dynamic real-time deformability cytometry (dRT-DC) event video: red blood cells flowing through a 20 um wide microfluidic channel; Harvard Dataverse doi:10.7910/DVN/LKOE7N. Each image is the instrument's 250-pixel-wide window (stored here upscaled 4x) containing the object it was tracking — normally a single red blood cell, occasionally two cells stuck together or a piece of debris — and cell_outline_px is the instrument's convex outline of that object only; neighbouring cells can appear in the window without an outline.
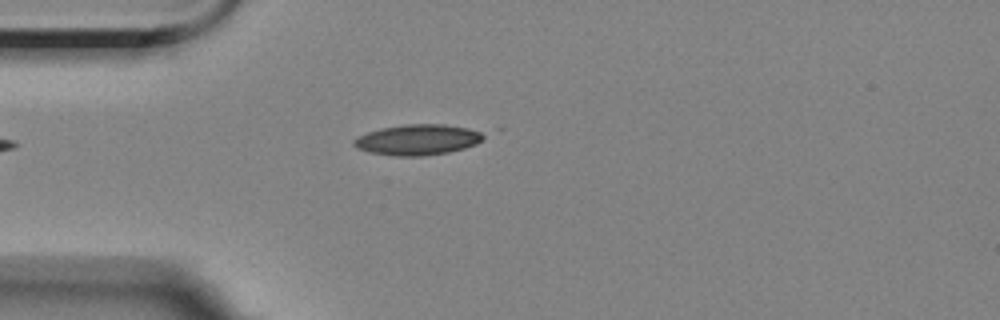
{"species": "Egyptian fruit bat (a non-hibernating species)", "species_latin": "Rousettus aegyptiacus", "temperature_condition": "room temperature", "stored_images_in_passage": 2, "camera_frame_rate_fps": 3000, "um_per_image_px": 0.085, "animal": {"sex": "female"}, "frame": {"image": 1, "passage_image": 2, "time_ms": 1.0, "image_size_px": [1000, 320], "cell_outline_px": [[504, 128], [484, 140], [476, 144], [464, 148], [448, 152], [424, 156], [392, 156], [368, 152], [356, 148], [352, 144], [352, 140], [368, 132], [384, 128], [404, 124], [444, 124]], "centroid_in_image_um": [35.88, 11.83], "position_along_channel_um": 49.1, "area_um2": 24.85}}